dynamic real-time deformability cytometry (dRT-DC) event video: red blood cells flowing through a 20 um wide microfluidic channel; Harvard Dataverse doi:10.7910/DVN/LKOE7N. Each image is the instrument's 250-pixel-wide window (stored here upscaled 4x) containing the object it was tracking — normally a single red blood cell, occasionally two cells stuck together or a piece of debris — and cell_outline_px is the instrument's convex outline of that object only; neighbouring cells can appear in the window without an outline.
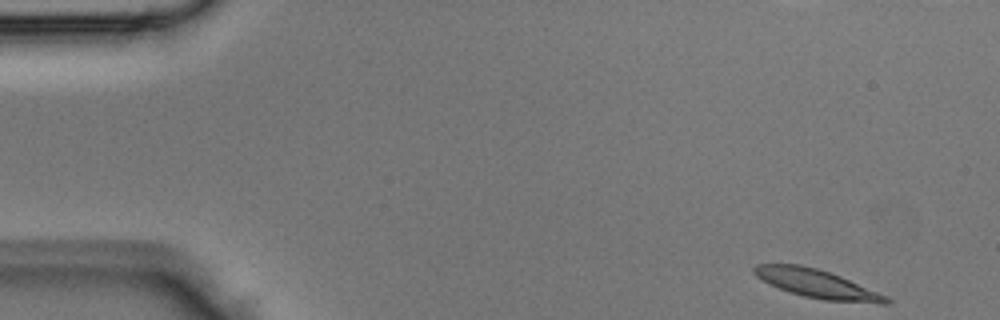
{"species": "Egyptian fruit bat (a non-hibernating species)", "species_latin": "Rousettus aegyptiacus", "temperature_condition": "room temperature", "stored_images_in_passage": 4, "camera_frame_rate_fps": 3000, "um_per_image_px": 0.085, "animal": {"sex": "male"}, "frame": {"image": 1, "passage_image": 1, "time_ms": 0.0, "image_size_px": [1000, 320], "cell_outline_px": [[892, 304], [880, 304], [824, 300], [804, 296], [788, 292], [768, 284], [756, 276], [752, 272], [752, 268], [756, 264], [800, 264], [816, 268], [840, 276], [888, 296], [892, 300]], "centroid_in_image_um": [69.45, 24.13], "position_along_channel_um": 15.6, "area_um2": 22.08}}
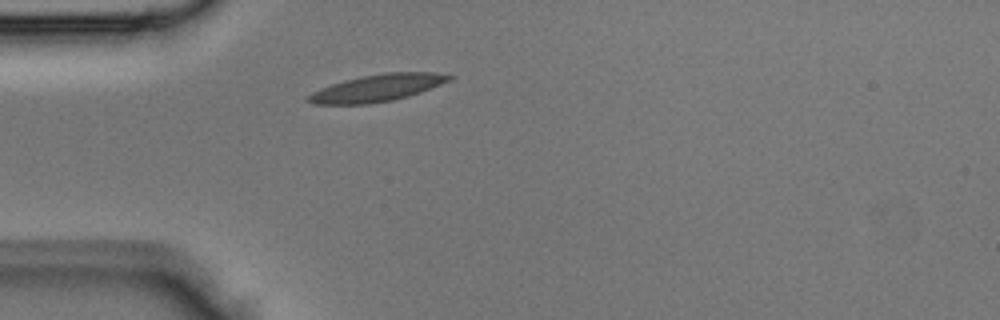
{"frame": {"image": 2, "passage_image": 4, "time_ms": 1.0, "image_size_px": [1000, 320], "cell_outline_px": [[456, 76], [452, 80], [420, 92], [408, 96], [392, 100], [368, 104], [316, 104], [304, 100], [304, 96], [320, 88], [344, 80], [384, 72], [432, 72]], "centroid_in_image_um": [32.05, 7.47], "position_along_channel_um": 53.0, "area_um2": 22.25}}